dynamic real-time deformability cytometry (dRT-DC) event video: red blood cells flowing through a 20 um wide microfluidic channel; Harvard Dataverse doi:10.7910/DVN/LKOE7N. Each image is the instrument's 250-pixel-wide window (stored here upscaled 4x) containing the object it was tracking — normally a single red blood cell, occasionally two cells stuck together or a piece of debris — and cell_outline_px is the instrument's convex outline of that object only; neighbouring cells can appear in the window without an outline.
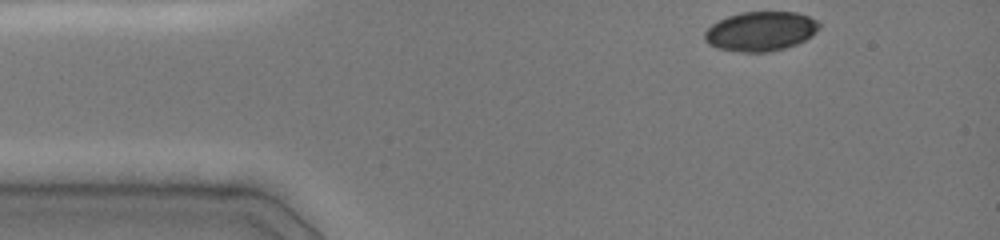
{"species": "common noctule bat (a hibernating species)", "species_latin": "Nyctalus noctula", "temperature_condition": "cold", "stored_images_in_passage": 36, "camera_frame_rate_fps": 3000, "um_per_image_px": 0.085, "animal": {"sex": "female", "body_mass_g": 19.0, "forearm_length_mm": 51.5}, "frame": {"image": 1, "passage_image": 1, "time_ms": 0.0, "image_size_px": [1000, 240], "cell_outline_px": [[820, 28], [812, 36], [796, 44], [784, 48], [768, 52], [744, 52], [716, 48], [708, 44], [704, 40], [704, 32], [712, 24], [728, 16], [740, 12], [796, 12], [808, 16], [816, 20], [820, 24]], "centroid_in_image_um": [64.65, 2.66], "position_along_channel_um": 20.4, "area_um2": 26.36}}
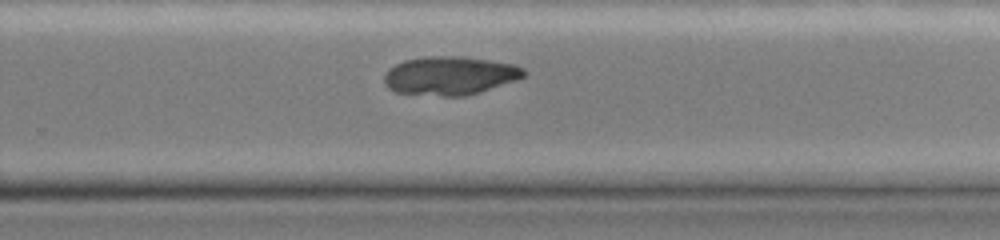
{"frame": {"image": 2, "passage_image": 26, "time_ms": 8.333, "image_size_px": [1000, 240], "cell_outline_px": [[528, 72], [524, 76], [516, 80], [464, 96], [444, 96], [396, 92], [388, 88], [384, 84], [384, 76], [396, 64], [404, 60], [424, 56], [460, 56], [488, 60], [512, 64], [524, 68]], "centroid_in_image_um": [38.24, 6.42], "position_along_channel_um": 291.6, "area_um2": 31.04}}
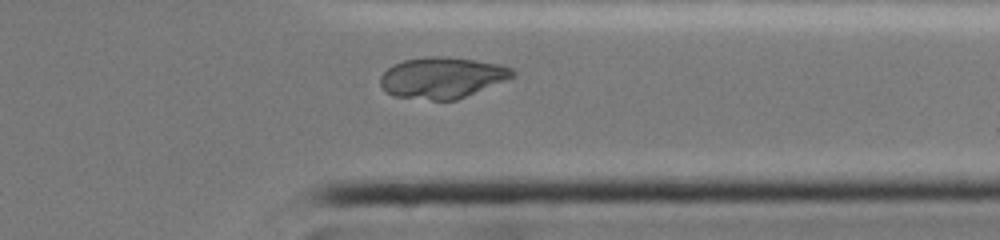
{"frame": {"image": 3, "passage_image": 32, "time_ms": 10.333, "image_size_px": [1000, 240], "cell_outline_px": [[516, 76], [456, 100], [432, 100], [392, 96], [380, 84], [380, 76], [388, 68], [404, 60], [428, 56], [448, 56], [500, 64], [512, 68], [516, 72]], "centroid_in_image_um": [37.6, 6.6], "position_along_channel_um": 373.8, "area_um2": 31.62}}